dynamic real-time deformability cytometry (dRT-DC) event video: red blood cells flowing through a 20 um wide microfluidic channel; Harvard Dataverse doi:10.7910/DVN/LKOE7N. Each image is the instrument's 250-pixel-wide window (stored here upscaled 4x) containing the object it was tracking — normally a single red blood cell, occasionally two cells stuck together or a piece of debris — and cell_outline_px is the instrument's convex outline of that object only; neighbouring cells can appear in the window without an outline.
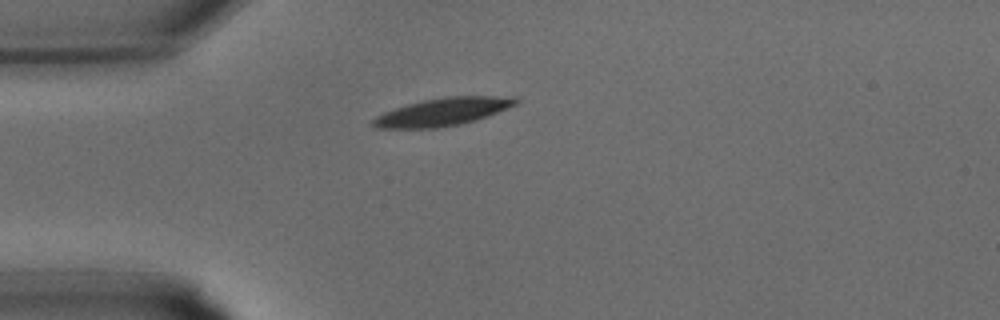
{"species": "common noctule bat (a hibernating species)", "species_latin": "Nyctalus noctula", "temperature_condition": "warm", "stored_images_in_passage": 25, "camera_frame_rate_fps": 3000, "um_per_image_px": 0.085, "animal": {"sex": "male", "body_mass_g": 15.6}, "frame": {"image": 1, "passage_image": 1, "time_ms": 0.0, "image_size_px": [1000, 320], "cell_outline_px": [[520, 100], [516, 104], [488, 116], [476, 120], [460, 124], [436, 128], [376, 128], [372, 124], [372, 120], [376, 116], [384, 112], [408, 104], [424, 100], [448, 96], [516, 96]], "centroid_in_image_um": [37.67, 9.5], "position_along_channel_um": 47.3, "area_um2": 23.0}}
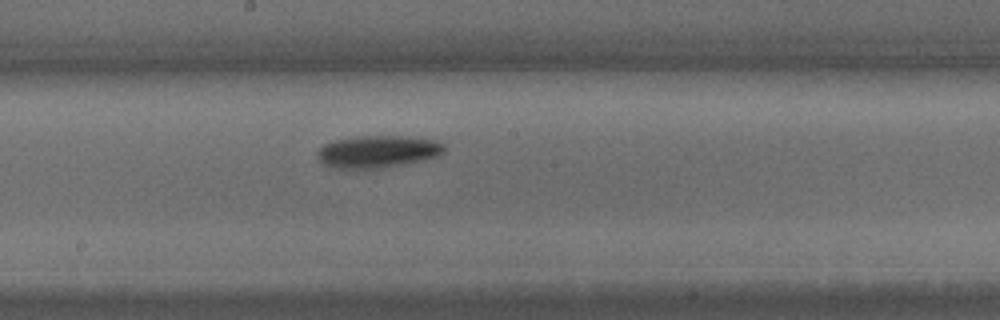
{"frame": {"image": 2, "passage_image": 10, "time_ms": 3.0, "image_size_px": [1000, 320], "cell_outline_px": [[444, 152], [440, 156], [424, 160], [384, 168], [340, 168], [324, 164], [316, 156], [316, 152], [324, 144], [336, 140], [360, 136], [408, 136], [436, 140], [444, 144]], "centroid_in_image_um": [32.16, 12.88], "position_along_channel_um": 216.0, "area_um2": 23.87}}
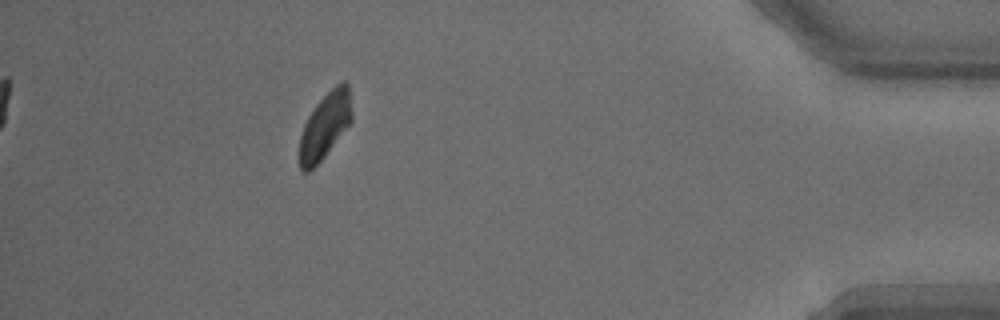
{"frame": {"image": 3, "passage_image": 22, "time_ms": 7.0, "image_size_px": [1000, 320], "cell_outline_px": [[352, 120], [324, 156], [308, 172], [304, 172], [300, 168], [300, 136], [304, 124], [308, 116], [316, 104], [340, 80], [344, 80], [348, 84], [352, 116]], "centroid_in_image_um": [27.62, 10.65], "position_along_channel_um": 407.6, "area_um2": 19.65}}